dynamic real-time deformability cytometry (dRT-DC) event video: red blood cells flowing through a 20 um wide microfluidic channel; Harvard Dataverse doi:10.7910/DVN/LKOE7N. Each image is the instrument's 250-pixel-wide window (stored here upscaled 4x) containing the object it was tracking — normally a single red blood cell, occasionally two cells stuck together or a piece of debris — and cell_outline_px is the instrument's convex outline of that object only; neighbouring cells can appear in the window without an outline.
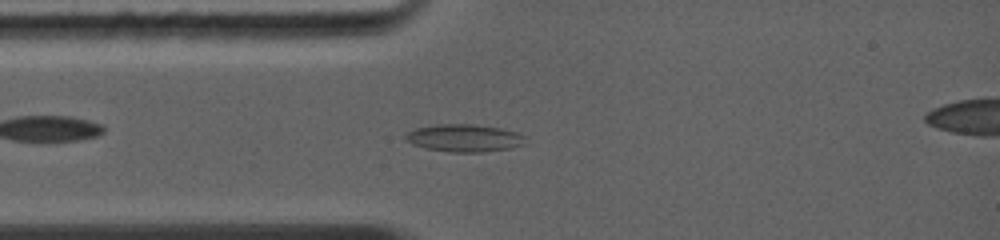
{"species": "common noctule bat (a hibernating species)", "species_latin": "Nyctalus noctula", "temperature_condition": "warm", "stored_images_in_passage": 8, "segment_of_instrument_passage": [1, 2], "camera_frame_rate_fps": 5000, "um_per_image_px": 0.085, "animal": {"sex": "female", "body_mass_g": 19.0, "forearm_length_mm": 56.7}, "frame": {"image": 1, "passage_image": 7, "time_ms": 2.2, "image_size_px": [1000, 240], "cell_outline_px": [[528, 136], [524, 144], [512, 148], [484, 152], [452, 152], [428, 148], [412, 144], [404, 136], [408, 132], [416, 128], [436, 124], [472, 124], [500, 128], [516, 132]], "centroid_in_image_um": [39.52, 11.73], "position_along_channel_um": 45.5, "area_um2": 19.19}}